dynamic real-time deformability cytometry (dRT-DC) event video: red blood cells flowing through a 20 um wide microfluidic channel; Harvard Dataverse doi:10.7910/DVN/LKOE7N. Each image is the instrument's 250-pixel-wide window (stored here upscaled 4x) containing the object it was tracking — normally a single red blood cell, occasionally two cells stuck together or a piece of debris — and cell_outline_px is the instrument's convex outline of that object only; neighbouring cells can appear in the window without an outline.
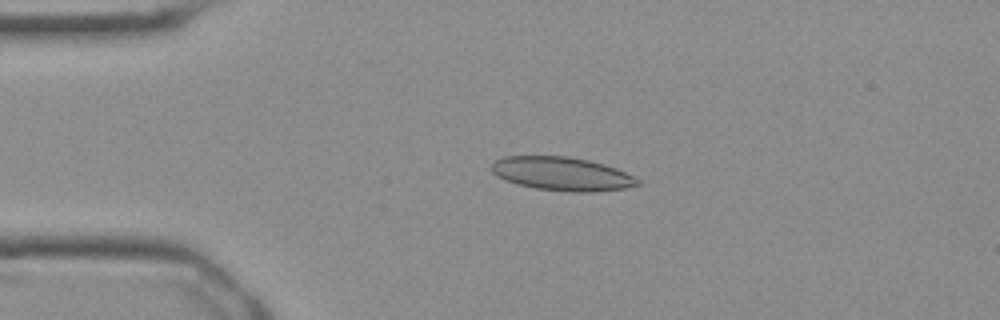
{"species": "Egyptian fruit bat (a non-hibernating species)", "species_latin": "Rousettus aegyptiacus", "temperature_condition": "cold", "stored_images_in_passage": 2, "camera_frame_rate_fps": 3000, "um_per_image_px": 0.085, "frame": {"image": 1, "passage_image": 2, "time_ms": 0.333, "image_size_px": [1000, 320], "cell_outline_px": [[644, 184], [624, 188], [592, 192], [572, 192], [536, 188], [504, 180], [496, 176], [488, 168], [496, 160], [504, 156], [568, 156], [588, 160], [604, 164], [616, 168], [640, 180]], "centroid_in_image_um": [47.75, 14.77], "position_along_channel_um": 37.2, "area_um2": 28.61}}